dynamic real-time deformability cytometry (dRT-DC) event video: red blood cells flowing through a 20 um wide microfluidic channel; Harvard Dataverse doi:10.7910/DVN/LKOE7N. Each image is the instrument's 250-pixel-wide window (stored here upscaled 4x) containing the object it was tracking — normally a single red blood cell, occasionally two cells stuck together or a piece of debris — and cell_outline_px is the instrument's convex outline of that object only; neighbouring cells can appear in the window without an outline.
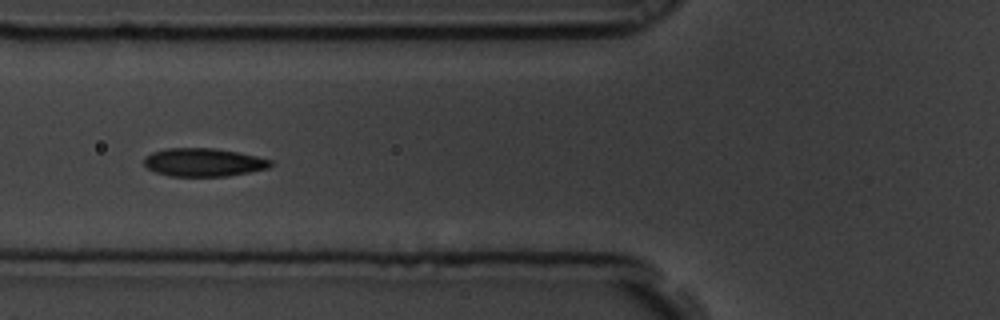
{"species": "common noctule bat (a hibernating species)", "species_latin": "Nyctalus noctula", "temperature_condition": "room temperature", "stored_images_in_passage": 14, "camera_frame_rate_fps": 3000, "um_per_image_px": 0.085, "animal": {"sex": "male", "body_mass_g": 19.5, "forearm_length_mm": 54.6}, "frame": {"image": 1, "passage_image": 5, "time_ms": 1.333, "image_size_px": [1000, 320], "cell_outline_px": [[272, 164], [268, 168], [228, 176], [172, 176], [156, 172], [148, 168], [144, 164], [144, 156], [152, 152], [164, 148], [212, 148], [236, 152], [256, 156], [272, 160]], "centroid_in_image_um": [17.27, 13.79], "position_along_channel_um": 108.5, "area_um2": 20.69}}
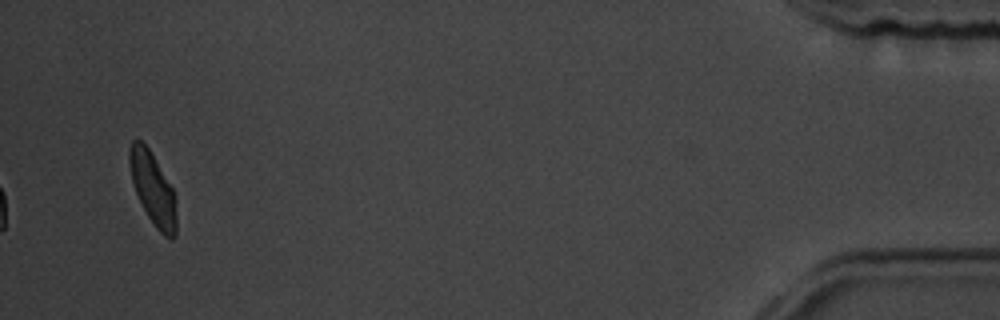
{"frame": {"image": 2, "passage_image": 14, "time_ms": 4.333, "image_size_px": [1000, 320], "cell_outline_px": [[176, 236], [172, 240], [164, 236], [156, 228], [148, 216], [136, 192], [132, 180], [128, 160], [128, 148], [132, 140], [140, 140], [148, 148], [172, 188], [176, 196]], "centroid_in_image_um": [13.0, 16.06], "position_along_channel_um": 422.2, "area_um2": 19.59}}